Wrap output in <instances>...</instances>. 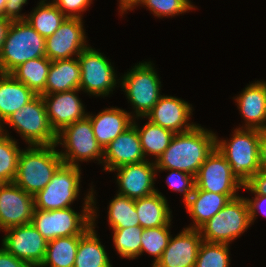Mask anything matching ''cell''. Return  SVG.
I'll return each mask as SVG.
<instances>
[{
	"instance_id": "f6af8a7d",
	"label": "cell",
	"mask_w": 266,
	"mask_h": 267,
	"mask_svg": "<svg viewBox=\"0 0 266 267\" xmlns=\"http://www.w3.org/2000/svg\"><path fill=\"white\" fill-rule=\"evenodd\" d=\"M143 0H118V12L120 16H124L127 11H133L134 8L138 7Z\"/></svg>"
},
{
	"instance_id": "ac0fdd59",
	"label": "cell",
	"mask_w": 266,
	"mask_h": 267,
	"mask_svg": "<svg viewBox=\"0 0 266 267\" xmlns=\"http://www.w3.org/2000/svg\"><path fill=\"white\" fill-rule=\"evenodd\" d=\"M80 89L65 91L55 94L42 95L44 100L48 121L51 128L57 134L64 127L75 121L84 119L88 112L82 99L79 98Z\"/></svg>"
},
{
	"instance_id": "74e56055",
	"label": "cell",
	"mask_w": 266,
	"mask_h": 267,
	"mask_svg": "<svg viewBox=\"0 0 266 267\" xmlns=\"http://www.w3.org/2000/svg\"><path fill=\"white\" fill-rule=\"evenodd\" d=\"M163 171L169 172L166 176V183L168 187L176 193L182 194L183 203L193 193L195 188V177L188 173L172 169H156V173H162Z\"/></svg>"
},
{
	"instance_id": "60d3db41",
	"label": "cell",
	"mask_w": 266,
	"mask_h": 267,
	"mask_svg": "<svg viewBox=\"0 0 266 267\" xmlns=\"http://www.w3.org/2000/svg\"><path fill=\"white\" fill-rule=\"evenodd\" d=\"M245 191L252 195H266V172L258 171L251 179L243 185Z\"/></svg>"
},
{
	"instance_id": "4fadbf2b",
	"label": "cell",
	"mask_w": 266,
	"mask_h": 267,
	"mask_svg": "<svg viewBox=\"0 0 266 267\" xmlns=\"http://www.w3.org/2000/svg\"><path fill=\"white\" fill-rule=\"evenodd\" d=\"M1 246L16 258L31 267H40L44 261L47 240L39 233L32 223L14 226L3 230Z\"/></svg>"
},
{
	"instance_id": "8992f818",
	"label": "cell",
	"mask_w": 266,
	"mask_h": 267,
	"mask_svg": "<svg viewBox=\"0 0 266 267\" xmlns=\"http://www.w3.org/2000/svg\"><path fill=\"white\" fill-rule=\"evenodd\" d=\"M7 126L15 129L28 146L56 144L57 134L48 121L42 95H37L20 110H16L1 125V133L10 136Z\"/></svg>"
},
{
	"instance_id": "bcb514c9",
	"label": "cell",
	"mask_w": 266,
	"mask_h": 267,
	"mask_svg": "<svg viewBox=\"0 0 266 267\" xmlns=\"http://www.w3.org/2000/svg\"><path fill=\"white\" fill-rule=\"evenodd\" d=\"M11 22L12 21L9 19H6L2 16L0 17V53H1L3 43H4V40L6 38V34H7V31H8V28H9Z\"/></svg>"
},
{
	"instance_id": "f1b7e54d",
	"label": "cell",
	"mask_w": 266,
	"mask_h": 267,
	"mask_svg": "<svg viewBox=\"0 0 266 267\" xmlns=\"http://www.w3.org/2000/svg\"><path fill=\"white\" fill-rule=\"evenodd\" d=\"M50 66L51 60L44 56L20 64L10 74L19 82L24 83L36 95H45L46 79Z\"/></svg>"
},
{
	"instance_id": "7c38bea8",
	"label": "cell",
	"mask_w": 266,
	"mask_h": 267,
	"mask_svg": "<svg viewBox=\"0 0 266 267\" xmlns=\"http://www.w3.org/2000/svg\"><path fill=\"white\" fill-rule=\"evenodd\" d=\"M195 187L200 190L225 194L230 200L234 199L243 184L232 174L231 166L224 155L217 149L208 155L195 176Z\"/></svg>"
},
{
	"instance_id": "ee69618b",
	"label": "cell",
	"mask_w": 266,
	"mask_h": 267,
	"mask_svg": "<svg viewBox=\"0 0 266 267\" xmlns=\"http://www.w3.org/2000/svg\"><path fill=\"white\" fill-rule=\"evenodd\" d=\"M259 171L266 172V128L260 129Z\"/></svg>"
},
{
	"instance_id": "d6986e66",
	"label": "cell",
	"mask_w": 266,
	"mask_h": 267,
	"mask_svg": "<svg viewBox=\"0 0 266 267\" xmlns=\"http://www.w3.org/2000/svg\"><path fill=\"white\" fill-rule=\"evenodd\" d=\"M202 241L200 230L184 227L174 237L171 235L161 258L152 267H194Z\"/></svg>"
},
{
	"instance_id": "3957f363",
	"label": "cell",
	"mask_w": 266,
	"mask_h": 267,
	"mask_svg": "<svg viewBox=\"0 0 266 267\" xmlns=\"http://www.w3.org/2000/svg\"><path fill=\"white\" fill-rule=\"evenodd\" d=\"M216 135V147L231 166L232 174L245 185L259 171L260 129L235 128L230 139Z\"/></svg>"
},
{
	"instance_id": "7dc6e473",
	"label": "cell",
	"mask_w": 266,
	"mask_h": 267,
	"mask_svg": "<svg viewBox=\"0 0 266 267\" xmlns=\"http://www.w3.org/2000/svg\"><path fill=\"white\" fill-rule=\"evenodd\" d=\"M7 0H0V14L2 17H4V7Z\"/></svg>"
},
{
	"instance_id": "8d00e7d4",
	"label": "cell",
	"mask_w": 266,
	"mask_h": 267,
	"mask_svg": "<svg viewBox=\"0 0 266 267\" xmlns=\"http://www.w3.org/2000/svg\"><path fill=\"white\" fill-rule=\"evenodd\" d=\"M140 7H147L153 16L162 19L179 16L191 10H196L188 0H143Z\"/></svg>"
},
{
	"instance_id": "d6a6232c",
	"label": "cell",
	"mask_w": 266,
	"mask_h": 267,
	"mask_svg": "<svg viewBox=\"0 0 266 267\" xmlns=\"http://www.w3.org/2000/svg\"><path fill=\"white\" fill-rule=\"evenodd\" d=\"M13 136L0 133V184L12 183L16 177L22 148Z\"/></svg>"
},
{
	"instance_id": "836d02e7",
	"label": "cell",
	"mask_w": 266,
	"mask_h": 267,
	"mask_svg": "<svg viewBox=\"0 0 266 267\" xmlns=\"http://www.w3.org/2000/svg\"><path fill=\"white\" fill-rule=\"evenodd\" d=\"M143 229L140 226L112 229L113 246L121 259L135 260L139 257Z\"/></svg>"
},
{
	"instance_id": "5b68a950",
	"label": "cell",
	"mask_w": 266,
	"mask_h": 267,
	"mask_svg": "<svg viewBox=\"0 0 266 267\" xmlns=\"http://www.w3.org/2000/svg\"><path fill=\"white\" fill-rule=\"evenodd\" d=\"M89 189L80 212L72 207L50 211L35 209L31 223L47 242L58 237L82 235L92 226V186Z\"/></svg>"
},
{
	"instance_id": "ffe728a7",
	"label": "cell",
	"mask_w": 266,
	"mask_h": 267,
	"mask_svg": "<svg viewBox=\"0 0 266 267\" xmlns=\"http://www.w3.org/2000/svg\"><path fill=\"white\" fill-rule=\"evenodd\" d=\"M137 128L132 124L104 148L102 165L111 172L119 166L145 161Z\"/></svg>"
},
{
	"instance_id": "484cf974",
	"label": "cell",
	"mask_w": 266,
	"mask_h": 267,
	"mask_svg": "<svg viewBox=\"0 0 266 267\" xmlns=\"http://www.w3.org/2000/svg\"><path fill=\"white\" fill-rule=\"evenodd\" d=\"M156 191L150 196L134 200L141 228L172 225L173 215L168 200L158 189Z\"/></svg>"
},
{
	"instance_id": "e575fe53",
	"label": "cell",
	"mask_w": 266,
	"mask_h": 267,
	"mask_svg": "<svg viewBox=\"0 0 266 267\" xmlns=\"http://www.w3.org/2000/svg\"><path fill=\"white\" fill-rule=\"evenodd\" d=\"M171 226H159L154 228L143 229L141 236V248L140 255L144 253L154 257L152 266L155 265L161 258L163 251L168 245L169 239L172 232L170 231Z\"/></svg>"
},
{
	"instance_id": "603a6c76",
	"label": "cell",
	"mask_w": 266,
	"mask_h": 267,
	"mask_svg": "<svg viewBox=\"0 0 266 267\" xmlns=\"http://www.w3.org/2000/svg\"><path fill=\"white\" fill-rule=\"evenodd\" d=\"M97 142L104 149L119 134L132 125L133 117L122 108H104L97 114L88 112Z\"/></svg>"
},
{
	"instance_id": "e0dca14e",
	"label": "cell",
	"mask_w": 266,
	"mask_h": 267,
	"mask_svg": "<svg viewBox=\"0 0 266 267\" xmlns=\"http://www.w3.org/2000/svg\"><path fill=\"white\" fill-rule=\"evenodd\" d=\"M192 115L193 107L188 101L163 94L145 117H136V119L146 118L176 134L189 131L197 125L196 122H190Z\"/></svg>"
},
{
	"instance_id": "52a82bcc",
	"label": "cell",
	"mask_w": 266,
	"mask_h": 267,
	"mask_svg": "<svg viewBox=\"0 0 266 267\" xmlns=\"http://www.w3.org/2000/svg\"><path fill=\"white\" fill-rule=\"evenodd\" d=\"M44 56L45 38L25 20L12 21L0 53V73H10L20 64Z\"/></svg>"
},
{
	"instance_id": "b9f144b4",
	"label": "cell",
	"mask_w": 266,
	"mask_h": 267,
	"mask_svg": "<svg viewBox=\"0 0 266 267\" xmlns=\"http://www.w3.org/2000/svg\"><path fill=\"white\" fill-rule=\"evenodd\" d=\"M249 207L251 225L257 219L258 213L266 218V195H254V197H245Z\"/></svg>"
},
{
	"instance_id": "277c9868",
	"label": "cell",
	"mask_w": 266,
	"mask_h": 267,
	"mask_svg": "<svg viewBox=\"0 0 266 267\" xmlns=\"http://www.w3.org/2000/svg\"><path fill=\"white\" fill-rule=\"evenodd\" d=\"M159 77L151 61H139L120 76L121 91L131 104L132 112L129 113L133 118L145 117L162 96Z\"/></svg>"
},
{
	"instance_id": "d590c367",
	"label": "cell",
	"mask_w": 266,
	"mask_h": 267,
	"mask_svg": "<svg viewBox=\"0 0 266 267\" xmlns=\"http://www.w3.org/2000/svg\"><path fill=\"white\" fill-rule=\"evenodd\" d=\"M230 244L202 241L194 267H230Z\"/></svg>"
},
{
	"instance_id": "7402d4cb",
	"label": "cell",
	"mask_w": 266,
	"mask_h": 267,
	"mask_svg": "<svg viewBox=\"0 0 266 267\" xmlns=\"http://www.w3.org/2000/svg\"><path fill=\"white\" fill-rule=\"evenodd\" d=\"M244 125L238 128H266V81L247 84L239 95L233 97Z\"/></svg>"
},
{
	"instance_id": "5bb4252c",
	"label": "cell",
	"mask_w": 266,
	"mask_h": 267,
	"mask_svg": "<svg viewBox=\"0 0 266 267\" xmlns=\"http://www.w3.org/2000/svg\"><path fill=\"white\" fill-rule=\"evenodd\" d=\"M83 19L66 18L58 30L45 39V55L51 61L77 57L89 44Z\"/></svg>"
},
{
	"instance_id": "1f68e13d",
	"label": "cell",
	"mask_w": 266,
	"mask_h": 267,
	"mask_svg": "<svg viewBox=\"0 0 266 267\" xmlns=\"http://www.w3.org/2000/svg\"><path fill=\"white\" fill-rule=\"evenodd\" d=\"M107 208V221L110 229H122L139 225L134 199L115 193Z\"/></svg>"
},
{
	"instance_id": "f35d334b",
	"label": "cell",
	"mask_w": 266,
	"mask_h": 267,
	"mask_svg": "<svg viewBox=\"0 0 266 267\" xmlns=\"http://www.w3.org/2000/svg\"><path fill=\"white\" fill-rule=\"evenodd\" d=\"M56 7L67 18L83 19V12L93 4V0H53Z\"/></svg>"
},
{
	"instance_id": "7bdbcfd3",
	"label": "cell",
	"mask_w": 266,
	"mask_h": 267,
	"mask_svg": "<svg viewBox=\"0 0 266 267\" xmlns=\"http://www.w3.org/2000/svg\"><path fill=\"white\" fill-rule=\"evenodd\" d=\"M0 267H31L21 259L16 258L0 246Z\"/></svg>"
},
{
	"instance_id": "2e32d148",
	"label": "cell",
	"mask_w": 266,
	"mask_h": 267,
	"mask_svg": "<svg viewBox=\"0 0 266 267\" xmlns=\"http://www.w3.org/2000/svg\"><path fill=\"white\" fill-rule=\"evenodd\" d=\"M34 197L14 182L0 184V231L32 222Z\"/></svg>"
},
{
	"instance_id": "d4e9b609",
	"label": "cell",
	"mask_w": 266,
	"mask_h": 267,
	"mask_svg": "<svg viewBox=\"0 0 266 267\" xmlns=\"http://www.w3.org/2000/svg\"><path fill=\"white\" fill-rule=\"evenodd\" d=\"M37 95L10 73H0V124Z\"/></svg>"
},
{
	"instance_id": "9c48e42d",
	"label": "cell",
	"mask_w": 266,
	"mask_h": 267,
	"mask_svg": "<svg viewBox=\"0 0 266 267\" xmlns=\"http://www.w3.org/2000/svg\"><path fill=\"white\" fill-rule=\"evenodd\" d=\"M250 214L246 198L238 196L228 203L199 230L203 241L232 244L250 228Z\"/></svg>"
},
{
	"instance_id": "30bf717a",
	"label": "cell",
	"mask_w": 266,
	"mask_h": 267,
	"mask_svg": "<svg viewBox=\"0 0 266 267\" xmlns=\"http://www.w3.org/2000/svg\"><path fill=\"white\" fill-rule=\"evenodd\" d=\"M77 58L81 71L79 89L85 94L104 98L120 87V77H117L114 65L100 50L89 45Z\"/></svg>"
},
{
	"instance_id": "83f0119b",
	"label": "cell",
	"mask_w": 266,
	"mask_h": 267,
	"mask_svg": "<svg viewBox=\"0 0 266 267\" xmlns=\"http://www.w3.org/2000/svg\"><path fill=\"white\" fill-rule=\"evenodd\" d=\"M132 124L137 128L141 148L146 160L152 159L155 162L168 148L175 133L149 120L143 126H140L136 118H133Z\"/></svg>"
},
{
	"instance_id": "ba28073f",
	"label": "cell",
	"mask_w": 266,
	"mask_h": 267,
	"mask_svg": "<svg viewBox=\"0 0 266 267\" xmlns=\"http://www.w3.org/2000/svg\"><path fill=\"white\" fill-rule=\"evenodd\" d=\"M56 146H62L59 154L65 164L80 168L81 164L79 162L84 161L86 163L93 161L94 163L98 162L99 165L102 164L104 149L95 138L88 116L75 121L58 132Z\"/></svg>"
},
{
	"instance_id": "7a4b0ae2",
	"label": "cell",
	"mask_w": 266,
	"mask_h": 267,
	"mask_svg": "<svg viewBox=\"0 0 266 267\" xmlns=\"http://www.w3.org/2000/svg\"><path fill=\"white\" fill-rule=\"evenodd\" d=\"M56 147V144L33 145L22 149L13 182L33 196L43 190L63 163Z\"/></svg>"
},
{
	"instance_id": "4dcf8cb0",
	"label": "cell",
	"mask_w": 266,
	"mask_h": 267,
	"mask_svg": "<svg viewBox=\"0 0 266 267\" xmlns=\"http://www.w3.org/2000/svg\"><path fill=\"white\" fill-rule=\"evenodd\" d=\"M81 235L58 237L48 241L40 267H73Z\"/></svg>"
},
{
	"instance_id": "9a60e30c",
	"label": "cell",
	"mask_w": 266,
	"mask_h": 267,
	"mask_svg": "<svg viewBox=\"0 0 266 267\" xmlns=\"http://www.w3.org/2000/svg\"><path fill=\"white\" fill-rule=\"evenodd\" d=\"M111 172L116 173L117 194L130 199H139L156 193L155 181L157 180L155 162L145 160L119 166Z\"/></svg>"
},
{
	"instance_id": "ab89813d",
	"label": "cell",
	"mask_w": 266,
	"mask_h": 267,
	"mask_svg": "<svg viewBox=\"0 0 266 267\" xmlns=\"http://www.w3.org/2000/svg\"><path fill=\"white\" fill-rule=\"evenodd\" d=\"M26 4H28V0H7L4 7V18L11 21L26 20L27 14H21Z\"/></svg>"
},
{
	"instance_id": "44dd1931",
	"label": "cell",
	"mask_w": 266,
	"mask_h": 267,
	"mask_svg": "<svg viewBox=\"0 0 266 267\" xmlns=\"http://www.w3.org/2000/svg\"><path fill=\"white\" fill-rule=\"evenodd\" d=\"M92 185V226H90L80 237L78 250L73 267H113L105 246L100 242V236L96 231L98 210L96 192ZM96 222V223H95Z\"/></svg>"
},
{
	"instance_id": "8fae6325",
	"label": "cell",
	"mask_w": 266,
	"mask_h": 267,
	"mask_svg": "<svg viewBox=\"0 0 266 267\" xmlns=\"http://www.w3.org/2000/svg\"><path fill=\"white\" fill-rule=\"evenodd\" d=\"M82 169L62 163L43 190L34 197L35 209L57 210L71 207L79 199Z\"/></svg>"
},
{
	"instance_id": "cb8c5ba5",
	"label": "cell",
	"mask_w": 266,
	"mask_h": 267,
	"mask_svg": "<svg viewBox=\"0 0 266 267\" xmlns=\"http://www.w3.org/2000/svg\"><path fill=\"white\" fill-rule=\"evenodd\" d=\"M230 199L225 194L213 193L194 188L193 193L183 203L192 219L189 229L199 230L216 213H218Z\"/></svg>"
},
{
	"instance_id": "6da1fadb",
	"label": "cell",
	"mask_w": 266,
	"mask_h": 267,
	"mask_svg": "<svg viewBox=\"0 0 266 267\" xmlns=\"http://www.w3.org/2000/svg\"><path fill=\"white\" fill-rule=\"evenodd\" d=\"M216 147V133L197 124L193 129L174 134L168 148L155 161L156 169L183 171L194 177Z\"/></svg>"
},
{
	"instance_id": "4316f807",
	"label": "cell",
	"mask_w": 266,
	"mask_h": 267,
	"mask_svg": "<svg viewBox=\"0 0 266 267\" xmlns=\"http://www.w3.org/2000/svg\"><path fill=\"white\" fill-rule=\"evenodd\" d=\"M80 65L77 57L51 61L46 79L45 94H55L79 89Z\"/></svg>"
},
{
	"instance_id": "f546056e",
	"label": "cell",
	"mask_w": 266,
	"mask_h": 267,
	"mask_svg": "<svg viewBox=\"0 0 266 267\" xmlns=\"http://www.w3.org/2000/svg\"><path fill=\"white\" fill-rule=\"evenodd\" d=\"M66 18L52 1L39 0L25 21L46 39L58 30Z\"/></svg>"
}]
</instances>
